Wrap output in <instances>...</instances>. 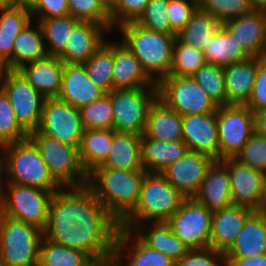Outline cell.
<instances>
[{
	"label": "cell",
	"mask_w": 266,
	"mask_h": 266,
	"mask_svg": "<svg viewBox=\"0 0 266 266\" xmlns=\"http://www.w3.org/2000/svg\"><path fill=\"white\" fill-rule=\"evenodd\" d=\"M262 60L266 61V29H265V36H264V42L262 46V51L260 53V57Z\"/></svg>",
	"instance_id": "obj_61"
},
{
	"label": "cell",
	"mask_w": 266,
	"mask_h": 266,
	"mask_svg": "<svg viewBox=\"0 0 266 266\" xmlns=\"http://www.w3.org/2000/svg\"><path fill=\"white\" fill-rule=\"evenodd\" d=\"M142 135L115 132L107 160L98 167L117 170H144L141 155Z\"/></svg>",
	"instance_id": "obj_32"
},
{
	"label": "cell",
	"mask_w": 266,
	"mask_h": 266,
	"mask_svg": "<svg viewBox=\"0 0 266 266\" xmlns=\"http://www.w3.org/2000/svg\"><path fill=\"white\" fill-rule=\"evenodd\" d=\"M63 70L64 62L59 57L47 55L17 71L43 97L57 98L61 90Z\"/></svg>",
	"instance_id": "obj_24"
},
{
	"label": "cell",
	"mask_w": 266,
	"mask_h": 266,
	"mask_svg": "<svg viewBox=\"0 0 266 266\" xmlns=\"http://www.w3.org/2000/svg\"><path fill=\"white\" fill-rule=\"evenodd\" d=\"M212 216L193 197L185 198L166 223L190 250H199L209 248Z\"/></svg>",
	"instance_id": "obj_12"
},
{
	"label": "cell",
	"mask_w": 266,
	"mask_h": 266,
	"mask_svg": "<svg viewBox=\"0 0 266 266\" xmlns=\"http://www.w3.org/2000/svg\"><path fill=\"white\" fill-rule=\"evenodd\" d=\"M214 160L193 151L171 163L161 174L186 198H192L199 190L208 167Z\"/></svg>",
	"instance_id": "obj_17"
},
{
	"label": "cell",
	"mask_w": 266,
	"mask_h": 266,
	"mask_svg": "<svg viewBox=\"0 0 266 266\" xmlns=\"http://www.w3.org/2000/svg\"><path fill=\"white\" fill-rule=\"evenodd\" d=\"M188 151L182 141H161L141 138L142 167L147 173H162L171 163L176 162Z\"/></svg>",
	"instance_id": "obj_29"
},
{
	"label": "cell",
	"mask_w": 266,
	"mask_h": 266,
	"mask_svg": "<svg viewBox=\"0 0 266 266\" xmlns=\"http://www.w3.org/2000/svg\"><path fill=\"white\" fill-rule=\"evenodd\" d=\"M10 6H11V4H10L9 0H0V11L2 9L8 8Z\"/></svg>",
	"instance_id": "obj_63"
},
{
	"label": "cell",
	"mask_w": 266,
	"mask_h": 266,
	"mask_svg": "<svg viewBox=\"0 0 266 266\" xmlns=\"http://www.w3.org/2000/svg\"><path fill=\"white\" fill-rule=\"evenodd\" d=\"M119 228L88 185L61 187L52 195L43 237L84 252L98 264L114 254Z\"/></svg>",
	"instance_id": "obj_1"
},
{
	"label": "cell",
	"mask_w": 266,
	"mask_h": 266,
	"mask_svg": "<svg viewBox=\"0 0 266 266\" xmlns=\"http://www.w3.org/2000/svg\"><path fill=\"white\" fill-rule=\"evenodd\" d=\"M79 22L78 19L71 15L41 19L39 21L44 34V44L48 56L58 57L65 50L67 40Z\"/></svg>",
	"instance_id": "obj_38"
},
{
	"label": "cell",
	"mask_w": 266,
	"mask_h": 266,
	"mask_svg": "<svg viewBox=\"0 0 266 266\" xmlns=\"http://www.w3.org/2000/svg\"><path fill=\"white\" fill-rule=\"evenodd\" d=\"M203 54L207 63L220 67H226L250 57L223 25L209 40Z\"/></svg>",
	"instance_id": "obj_34"
},
{
	"label": "cell",
	"mask_w": 266,
	"mask_h": 266,
	"mask_svg": "<svg viewBox=\"0 0 266 266\" xmlns=\"http://www.w3.org/2000/svg\"><path fill=\"white\" fill-rule=\"evenodd\" d=\"M4 182L47 191H57L61 188L50 174L39 149L29 137L5 147Z\"/></svg>",
	"instance_id": "obj_5"
},
{
	"label": "cell",
	"mask_w": 266,
	"mask_h": 266,
	"mask_svg": "<svg viewBox=\"0 0 266 266\" xmlns=\"http://www.w3.org/2000/svg\"><path fill=\"white\" fill-rule=\"evenodd\" d=\"M97 266H125L114 255L102 260Z\"/></svg>",
	"instance_id": "obj_59"
},
{
	"label": "cell",
	"mask_w": 266,
	"mask_h": 266,
	"mask_svg": "<svg viewBox=\"0 0 266 266\" xmlns=\"http://www.w3.org/2000/svg\"><path fill=\"white\" fill-rule=\"evenodd\" d=\"M148 2L149 0H115L110 5L112 32L126 22L136 21Z\"/></svg>",
	"instance_id": "obj_47"
},
{
	"label": "cell",
	"mask_w": 266,
	"mask_h": 266,
	"mask_svg": "<svg viewBox=\"0 0 266 266\" xmlns=\"http://www.w3.org/2000/svg\"><path fill=\"white\" fill-rule=\"evenodd\" d=\"M79 112L84 129H113L114 118L109 93L82 106Z\"/></svg>",
	"instance_id": "obj_42"
},
{
	"label": "cell",
	"mask_w": 266,
	"mask_h": 266,
	"mask_svg": "<svg viewBox=\"0 0 266 266\" xmlns=\"http://www.w3.org/2000/svg\"><path fill=\"white\" fill-rule=\"evenodd\" d=\"M43 231L0 213V258L8 266H38Z\"/></svg>",
	"instance_id": "obj_7"
},
{
	"label": "cell",
	"mask_w": 266,
	"mask_h": 266,
	"mask_svg": "<svg viewBox=\"0 0 266 266\" xmlns=\"http://www.w3.org/2000/svg\"><path fill=\"white\" fill-rule=\"evenodd\" d=\"M182 141L189 151L219 161L216 112L182 116Z\"/></svg>",
	"instance_id": "obj_16"
},
{
	"label": "cell",
	"mask_w": 266,
	"mask_h": 266,
	"mask_svg": "<svg viewBox=\"0 0 266 266\" xmlns=\"http://www.w3.org/2000/svg\"><path fill=\"white\" fill-rule=\"evenodd\" d=\"M5 147L0 144V189L5 180Z\"/></svg>",
	"instance_id": "obj_58"
},
{
	"label": "cell",
	"mask_w": 266,
	"mask_h": 266,
	"mask_svg": "<svg viewBox=\"0 0 266 266\" xmlns=\"http://www.w3.org/2000/svg\"><path fill=\"white\" fill-rule=\"evenodd\" d=\"M219 161L235 158L255 132V115L246 105L218 106L216 111Z\"/></svg>",
	"instance_id": "obj_10"
},
{
	"label": "cell",
	"mask_w": 266,
	"mask_h": 266,
	"mask_svg": "<svg viewBox=\"0 0 266 266\" xmlns=\"http://www.w3.org/2000/svg\"><path fill=\"white\" fill-rule=\"evenodd\" d=\"M146 173L145 170L97 167L88 174L87 185L120 223L135 208Z\"/></svg>",
	"instance_id": "obj_2"
},
{
	"label": "cell",
	"mask_w": 266,
	"mask_h": 266,
	"mask_svg": "<svg viewBox=\"0 0 266 266\" xmlns=\"http://www.w3.org/2000/svg\"><path fill=\"white\" fill-rule=\"evenodd\" d=\"M47 56L44 34L39 22L32 20L15 37L13 44V70Z\"/></svg>",
	"instance_id": "obj_33"
},
{
	"label": "cell",
	"mask_w": 266,
	"mask_h": 266,
	"mask_svg": "<svg viewBox=\"0 0 266 266\" xmlns=\"http://www.w3.org/2000/svg\"><path fill=\"white\" fill-rule=\"evenodd\" d=\"M28 137L39 149L50 174L61 187L87 185L88 174L80 162L77 147L41 134L38 130Z\"/></svg>",
	"instance_id": "obj_8"
},
{
	"label": "cell",
	"mask_w": 266,
	"mask_h": 266,
	"mask_svg": "<svg viewBox=\"0 0 266 266\" xmlns=\"http://www.w3.org/2000/svg\"><path fill=\"white\" fill-rule=\"evenodd\" d=\"M205 63L203 51L182 44L176 39L169 75L191 77Z\"/></svg>",
	"instance_id": "obj_41"
},
{
	"label": "cell",
	"mask_w": 266,
	"mask_h": 266,
	"mask_svg": "<svg viewBox=\"0 0 266 266\" xmlns=\"http://www.w3.org/2000/svg\"><path fill=\"white\" fill-rule=\"evenodd\" d=\"M157 87L158 98L182 116L217 111L218 105L192 77L169 75L162 78Z\"/></svg>",
	"instance_id": "obj_11"
},
{
	"label": "cell",
	"mask_w": 266,
	"mask_h": 266,
	"mask_svg": "<svg viewBox=\"0 0 266 266\" xmlns=\"http://www.w3.org/2000/svg\"><path fill=\"white\" fill-rule=\"evenodd\" d=\"M38 266H97L84 252L42 238Z\"/></svg>",
	"instance_id": "obj_37"
},
{
	"label": "cell",
	"mask_w": 266,
	"mask_h": 266,
	"mask_svg": "<svg viewBox=\"0 0 266 266\" xmlns=\"http://www.w3.org/2000/svg\"><path fill=\"white\" fill-rule=\"evenodd\" d=\"M32 21L30 10L10 6L0 11V30L20 32Z\"/></svg>",
	"instance_id": "obj_50"
},
{
	"label": "cell",
	"mask_w": 266,
	"mask_h": 266,
	"mask_svg": "<svg viewBox=\"0 0 266 266\" xmlns=\"http://www.w3.org/2000/svg\"><path fill=\"white\" fill-rule=\"evenodd\" d=\"M259 212L266 214V177H265L264 197H263V201H262V204H261V209H260Z\"/></svg>",
	"instance_id": "obj_62"
},
{
	"label": "cell",
	"mask_w": 266,
	"mask_h": 266,
	"mask_svg": "<svg viewBox=\"0 0 266 266\" xmlns=\"http://www.w3.org/2000/svg\"><path fill=\"white\" fill-rule=\"evenodd\" d=\"M147 246L162 252L175 263L190 249L172 232L166 222H146L132 230Z\"/></svg>",
	"instance_id": "obj_27"
},
{
	"label": "cell",
	"mask_w": 266,
	"mask_h": 266,
	"mask_svg": "<svg viewBox=\"0 0 266 266\" xmlns=\"http://www.w3.org/2000/svg\"><path fill=\"white\" fill-rule=\"evenodd\" d=\"M111 34L106 26L80 21L72 30L65 50L58 57L64 63H84Z\"/></svg>",
	"instance_id": "obj_20"
},
{
	"label": "cell",
	"mask_w": 266,
	"mask_h": 266,
	"mask_svg": "<svg viewBox=\"0 0 266 266\" xmlns=\"http://www.w3.org/2000/svg\"><path fill=\"white\" fill-rule=\"evenodd\" d=\"M37 130L41 134L78 148L84 127L79 109L57 98H45Z\"/></svg>",
	"instance_id": "obj_13"
},
{
	"label": "cell",
	"mask_w": 266,
	"mask_h": 266,
	"mask_svg": "<svg viewBox=\"0 0 266 266\" xmlns=\"http://www.w3.org/2000/svg\"><path fill=\"white\" fill-rule=\"evenodd\" d=\"M254 212L250 208L238 205L213 212L209 248L225 253Z\"/></svg>",
	"instance_id": "obj_22"
},
{
	"label": "cell",
	"mask_w": 266,
	"mask_h": 266,
	"mask_svg": "<svg viewBox=\"0 0 266 266\" xmlns=\"http://www.w3.org/2000/svg\"><path fill=\"white\" fill-rule=\"evenodd\" d=\"M32 20L39 22L41 19L63 17L70 15L67 0H36L35 6L30 11Z\"/></svg>",
	"instance_id": "obj_52"
},
{
	"label": "cell",
	"mask_w": 266,
	"mask_h": 266,
	"mask_svg": "<svg viewBox=\"0 0 266 266\" xmlns=\"http://www.w3.org/2000/svg\"><path fill=\"white\" fill-rule=\"evenodd\" d=\"M115 132L114 129H84L78 155L87 174L107 160Z\"/></svg>",
	"instance_id": "obj_31"
},
{
	"label": "cell",
	"mask_w": 266,
	"mask_h": 266,
	"mask_svg": "<svg viewBox=\"0 0 266 266\" xmlns=\"http://www.w3.org/2000/svg\"><path fill=\"white\" fill-rule=\"evenodd\" d=\"M105 94L91 81L84 63H64L61 90L57 99L80 109Z\"/></svg>",
	"instance_id": "obj_19"
},
{
	"label": "cell",
	"mask_w": 266,
	"mask_h": 266,
	"mask_svg": "<svg viewBox=\"0 0 266 266\" xmlns=\"http://www.w3.org/2000/svg\"><path fill=\"white\" fill-rule=\"evenodd\" d=\"M226 266H266V254L251 257H225Z\"/></svg>",
	"instance_id": "obj_54"
},
{
	"label": "cell",
	"mask_w": 266,
	"mask_h": 266,
	"mask_svg": "<svg viewBox=\"0 0 266 266\" xmlns=\"http://www.w3.org/2000/svg\"><path fill=\"white\" fill-rule=\"evenodd\" d=\"M54 192L3 182L0 189V213L29 223L43 231L47 224L49 205Z\"/></svg>",
	"instance_id": "obj_6"
},
{
	"label": "cell",
	"mask_w": 266,
	"mask_h": 266,
	"mask_svg": "<svg viewBox=\"0 0 266 266\" xmlns=\"http://www.w3.org/2000/svg\"><path fill=\"white\" fill-rule=\"evenodd\" d=\"M198 8L197 0H169L167 15L171 29L177 34Z\"/></svg>",
	"instance_id": "obj_49"
},
{
	"label": "cell",
	"mask_w": 266,
	"mask_h": 266,
	"mask_svg": "<svg viewBox=\"0 0 266 266\" xmlns=\"http://www.w3.org/2000/svg\"><path fill=\"white\" fill-rule=\"evenodd\" d=\"M191 77L218 106L226 105L223 67L206 62Z\"/></svg>",
	"instance_id": "obj_39"
},
{
	"label": "cell",
	"mask_w": 266,
	"mask_h": 266,
	"mask_svg": "<svg viewBox=\"0 0 266 266\" xmlns=\"http://www.w3.org/2000/svg\"><path fill=\"white\" fill-rule=\"evenodd\" d=\"M112 40L108 36V39L84 62L91 81L105 93H110L113 90L114 39Z\"/></svg>",
	"instance_id": "obj_36"
},
{
	"label": "cell",
	"mask_w": 266,
	"mask_h": 266,
	"mask_svg": "<svg viewBox=\"0 0 266 266\" xmlns=\"http://www.w3.org/2000/svg\"><path fill=\"white\" fill-rule=\"evenodd\" d=\"M114 32L120 33V40L139 59L143 70L155 83L169 76L176 34L155 32L135 21L118 26Z\"/></svg>",
	"instance_id": "obj_3"
},
{
	"label": "cell",
	"mask_w": 266,
	"mask_h": 266,
	"mask_svg": "<svg viewBox=\"0 0 266 266\" xmlns=\"http://www.w3.org/2000/svg\"><path fill=\"white\" fill-rule=\"evenodd\" d=\"M114 124L118 133L143 135L151 105L158 98V87L117 89L109 93Z\"/></svg>",
	"instance_id": "obj_9"
},
{
	"label": "cell",
	"mask_w": 266,
	"mask_h": 266,
	"mask_svg": "<svg viewBox=\"0 0 266 266\" xmlns=\"http://www.w3.org/2000/svg\"><path fill=\"white\" fill-rule=\"evenodd\" d=\"M235 159L266 174V137L255 131Z\"/></svg>",
	"instance_id": "obj_46"
},
{
	"label": "cell",
	"mask_w": 266,
	"mask_h": 266,
	"mask_svg": "<svg viewBox=\"0 0 266 266\" xmlns=\"http://www.w3.org/2000/svg\"><path fill=\"white\" fill-rule=\"evenodd\" d=\"M13 71L10 61L0 53V88Z\"/></svg>",
	"instance_id": "obj_55"
},
{
	"label": "cell",
	"mask_w": 266,
	"mask_h": 266,
	"mask_svg": "<svg viewBox=\"0 0 266 266\" xmlns=\"http://www.w3.org/2000/svg\"><path fill=\"white\" fill-rule=\"evenodd\" d=\"M169 0H149L143 13L135 21L146 29L167 34H176L167 15Z\"/></svg>",
	"instance_id": "obj_45"
},
{
	"label": "cell",
	"mask_w": 266,
	"mask_h": 266,
	"mask_svg": "<svg viewBox=\"0 0 266 266\" xmlns=\"http://www.w3.org/2000/svg\"><path fill=\"white\" fill-rule=\"evenodd\" d=\"M26 138L28 134L16 121L9 98L0 88V144L7 146Z\"/></svg>",
	"instance_id": "obj_44"
},
{
	"label": "cell",
	"mask_w": 266,
	"mask_h": 266,
	"mask_svg": "<svg viewBox=\"0 0 266 266\" xmlns=\"http://www.w3.org/2000/svg\"><path fill=\"white\" fill-rule=\"evenodd\" d=\"M0 266H8V265L0 258Z\"/></svg>",
	"instance_id": "obj_64"
},
{
	"label": "cell",
	"mask_w": 266,
	"mask_h": 266,
	"mask_svg": "<svg viewBox=\"0 0 266 266\" xmlns=\"http://www.w3.org/2000/svg\"><path fill=\"white\" fill-rule=\"evenodd\" d=\"M125 266H175L162 252L147 246L132 230L119 228L113 254Z\"/></svg>",
	"instance_id": "obj_18"
},
{
	"label": "cell",
	"mask_w": 266,
	"mask_h": 266,
	"mask_svg": "<svg viewBox=\"0 0 266 266\" xmlns=\"http://www.w3.org/2000/svg\"><path fill=\"white\" fill-rule=\"evenodd\" d=\"M266 254V214L255 211L244 223L225 257H251Z\"/></svg>",
	"instance_id": "obj_28"
},
{
	"label": "cell",
	"mask_w": 266,
	"mask_h": 266,
	"mask_svg": "<svg viewBox=\"0 0 266 266\" xmlns=\"http://www.w3.org/2000/svg\"><path fill=\"white\" fill-rule=\"evenodd\" d=\"M221 25L211 14L197 8L191 19L176 34V39L182 44L203 51Z\"/></svg>",
	"instance_id": "obj_35"
},
{
	"label": "cell",
	"mask_w": 266,
	"mask_h": 266,
	"mask_svg": "<svg viewBox=\"0 0 266 266\" xmlns=\"http://www.w3.org/2000/svg\"><path fill=\"white\" fill-rule=\"evenodd\" d=\"M261 58L249 57L223 67L226 105H245L252 91Z\"/></svg>",
	"instance_id": "obj_26"
},
{
	"label": "cell",
	"mask_w": 266,
	"mask_h": 266,
	"mask_svg": "<svg viewBox=\"0 0 266 266\" xmlns=\"http://www.w3.org/2000/svg\"><path fill=\"white\" fill-rule=\"evenodd\" d=\"M11 6L32 10L36 0H9Z\"/></svg>",
	"instance_id": "obj_57"
},
{
	"label": "cell",
	"mask_w": 266,
	"mask_h": 266,
	"mask_svg": "<svg viewBox=\"0 0 266 266\" xmlns=\"http://www.w3.org/2000/svg\"><path fill=\"white\" fill-rule=\"evenodd\" d=\"M255 115V131L266 137V108L262 109Z\"/></svg>",
	"instance_id": "obj_56"
},
{
	"label": "cell",
	"mask_w": 266,
	"mask_h": 266,
	"mask_svg": "<svg viewBox=\"0 0 266 266\" xmlns=\"http://www.w3.org/2000/svg\"><path fill=\"white\" fill-rule=\"evenodd\" d=\"M250 57H260L266 29V12H251L222 24Z\"/></svg>",
	"instance_id": "obj_25"
},
{
	"label": "cell",
	"mask_w": 266,
	"mask_h": 266,
	"mask_svg": "<svg viewBox=\"0 0 266 266\" xmlns=\"http://www.w3.org/2000/svg\"><path fill=\"white\" fill-rule=\"evenodd\" d=\"M19 32L0 30V53L10 61L13 68V44Z\"/></svg>",
	"instance_id": "obj_53"
},
{
	"label": "cell",
	"mask_w": 266,
	"mask_h": 266,
	"mask_svg": "<svg viewBox=\"0 0 266 266\" xmlns=\"http://www.w3.org/2000/svg\"><path fill=\"white\" fill-rule=\"evenodd\" d=\"M144 135L161 141L182 140V115L157 98L150 107Z\"/></svg>",
	"instance_id": "obj_30"
},
{
	"label": "cell",
	"mask_w": 266,
	"mask_h": 266,
	"mask_svg": "<svg viewBox=\"0 0 266 266\" xmlns=\"http://www.w3.org/2000/svg\"><path fill=\"white\" fill-rule=\"evenodd\" d=\"M253 10L266 12V0H247Z\"/></svg>",
	"instance_id": "obj_60"
},
{
	"label": "cell",
	"mask_w": 266,
	"mask_h": 266,
	"mask_svg": "<svg viewBox=\"0 0 266 266\" xmlns=\"http://www.w3.org/2000/svg\"><path fill=\"white\" fill-rule=\"evenodd\" d=\"M12 105L16 121L29 135L37 131L45 97L35 90L18 72L13 71L1 86Z\"/></svg>",
	"instance_id": "obj_14"
},
{
	"label": "cell",
	"mask_w": 266,
	"mask_h": 266,
	"mask_svg": "<svg viewBox=\"0 0 266 266\" xmlns=\"http://www.w3.org/2000/svg\"><path fill=\"white\" fill-rule=\"evenodd\" d=\"M193 198L212 213L233 205L228 168L221 160L213 161L208 167Z\"/></svg>",
	"instance_id": "obj_21"
},
{
	"label": "cell",
	"mask_w": 266,
	"mask_h": 266,
	"mask_svg": "<svg viewBox=\"0 0 266 266\" xmlns=\"http://www.w3.org/2000/svg\"><path fill=\"white\" fill-rule=\"evenodd\" d=\"M69 13L81 22H94L112 32L110 6L105 0H67Z\"/></svg>",
	"instance_id": "obj_40"
},
{
	"label": "cell",
	"mask_w": 266,
	"mask_h": 266,
	"mask_svg": "<svg viewBox=\"0 0 266 266\" xmlns=\"http://www.w3.org/2000/svg\"><path fill=\"white\" fill-rule=\"evenodd\" d=\"M113 90L157 86L143 70L139 59L119 39L114 40Z\"/></svg>",
	"instance_id": "obj_23"
},
{
	"label": "cell",
	"mask_w": 266,
	"mask_h": 266,
	"mask_svg": "<svg viewBox=\"0 0 266 266\" xmlns=\"http://www.w3.org/2000/svg\"><path fill=\"white\" fill-rule=\"evenodd\" d=\"M197 4L198 9L208 12L221 24L253 10L247 0H197Z\"/></svg>",
	"instance_id": "obj_43"
},
{
	"label": "cell",
	"mask_w": 266,
	"mask_h": 266,
	"mask_svg": "<svg viewBox=\"0 0 266 266\" xmlns=\"http://www.w3.org/2000/svg\"><path fill=\"white\" fill-rule=\"evenodd\" d=\"M221 161L228 168L233 205L260 211L266 174L240 163L235 158H225Z\"/></svg>",
	"instance_id": "obj_15"
},
{
	"label": "cell",
	"mask_w": 266,
	"mask_h": 266,
	"mask_svg": "<svg viewBox=\"0 0 266 266\" xmlns=\"http://www.w3.org/2000/svg\"><path fill=\"white\" fill-rule=\"evenodd\" d=\"M175 266H226V258L223 252L212 248L190 250Z\"/></svg>",
	"instance_id": "obj_48"
},
{
	"label": "cell",
	"mask_w": 266,
	"mask_h": 266,
	"mask_svg": "<svg viewBox=\"0 0 266 266\" xmlns=\"http://www.w3.org/2000/svg\"><path fill=\"white\" fill-rule=\"evenodd\" d=\"M253 113L266 108V61L262 60L256 71V77L248 102L245 104Z\"/></svg>",
	"instance_id": "obj_51"
},
{
	"label": "cell",
	"mask_w": 266,
	"mask_h": 266,
	"mask_svg": "<svg viewBox=\"0 0 266 266\" xmlns=\"http://www.w3.org/2000/svg\"><path fill=\"white\" fill-rule=\"evenodd\" d=\"M186 197L160 173H146L135 208L119 223L120 228L133 230L146 222H166Z\"/></svg>",
	"instance_id": "obj_4"
},
{
	"label": "cell",
	"mask_w": 266,
	"mask_h": 266,
	"mask_svg": "<svg viewBox=\"0 0 266 266\" xmlns=\"http://www.w3.org/2000/svg\"><path fill=\"white\" fill-rule=\"evenodd\" d=\"M105 1L110 6L115 0H105Z\"/></svg>",
	"instance_id": "obj_65"
}]
</instances>
